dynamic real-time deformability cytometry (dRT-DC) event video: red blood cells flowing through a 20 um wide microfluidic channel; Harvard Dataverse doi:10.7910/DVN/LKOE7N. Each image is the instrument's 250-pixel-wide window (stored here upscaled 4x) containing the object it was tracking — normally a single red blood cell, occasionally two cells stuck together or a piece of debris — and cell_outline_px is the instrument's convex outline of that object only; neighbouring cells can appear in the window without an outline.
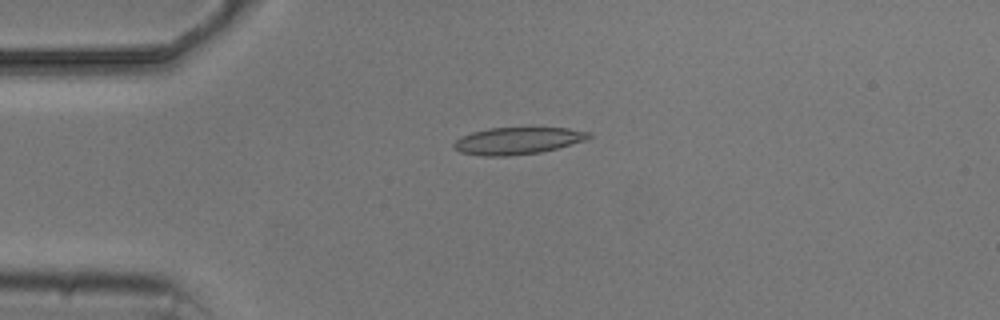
{"species": "common noctule bat (a hibernating species)", "species_latin": "Nyctalus noctula", "temperature_condition": "cold", "stored_images_in_passage": 4, "camera_frame_rate_fps": 3000, "um_per_image_px": 0.085, "animal": {"sex": "male", "body_mass_g": 20.5, "forearm_length_mm": 52.5}, "frame": {"image": 1, "passage_image": 3, "time_ms": 3.333, "image_size_px": [1000, 320], "cell_outline_px": [[592, 136], [588, 140], [540, 152], [508, 156], [484, 156], [460, 152], [452, 148], [452, 144], [460, 136], [472, 132], [488, 128], [568, 128], [592, 132]], "centroid_in_image_um": [43.99, 11.96], "position_along_channel_um": 41.0, "area_um2": 21.39}}